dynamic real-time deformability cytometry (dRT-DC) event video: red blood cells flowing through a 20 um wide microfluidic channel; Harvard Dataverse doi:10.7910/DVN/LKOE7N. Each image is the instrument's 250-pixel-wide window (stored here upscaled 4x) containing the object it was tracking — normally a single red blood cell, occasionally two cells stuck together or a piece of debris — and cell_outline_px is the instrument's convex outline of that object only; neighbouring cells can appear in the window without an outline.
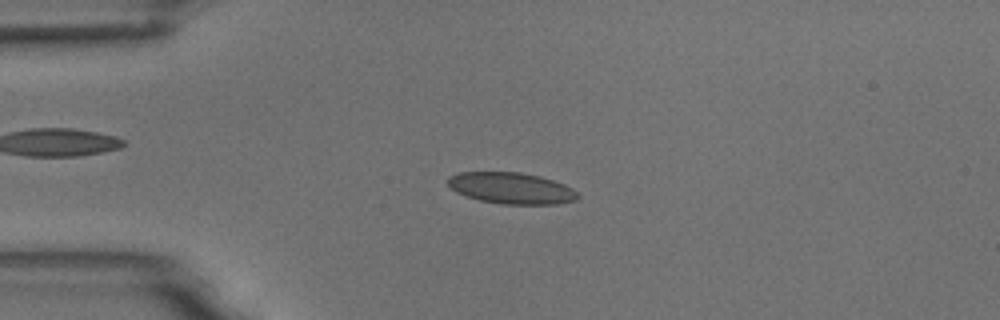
{"species": "common noctule bat (a hibernating species)", "species_latin": "Nyctalus noctula", "temperature_condition": "room temperature", "stored_images_in_passage": 54, "camera_frame_rate_fps": 3000, "um_per_image_px": 0.085, "animal": {"sex": "male", "body_mass_g": 18.8}, "frame": {"image": 1, "passage_image": 13, "time_ms": 4.0, "image_size_px": [1000, 320], "cell_outline_px": [[580, 196], [576, 200], [556, 204], [500, 204], [480, 200], [456, 192], [448, 184], [448, 176], [460, 172], [520, 172], [540, 176], [564, 184], [572, 188]], "centroid_in_image_um": [43.47, 15.99], "position_along_channel_um": 41.5, "area_um2": 23.64}}
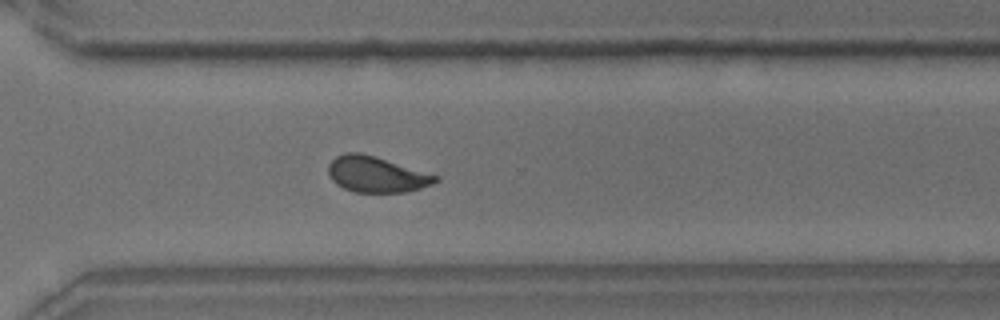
{"frame": {"image": 2, "passage_image": 39, "time_ms": 12.667, "image_size_px": [1000, 320], "cell_outline_px": [[440, 180], [432, 184], [420, 188], [404, 192], [356, 192], [344, 188], [336, 184], [332, 180], [328, 172], [328, 164], [336, 156], [344, 152], [360, 152], [376, 156], [440, 176]], "centroid_in_image_um": [32.0, 14.81], "position_along_channel_um": 338.6, "area_um2": 22.48}}
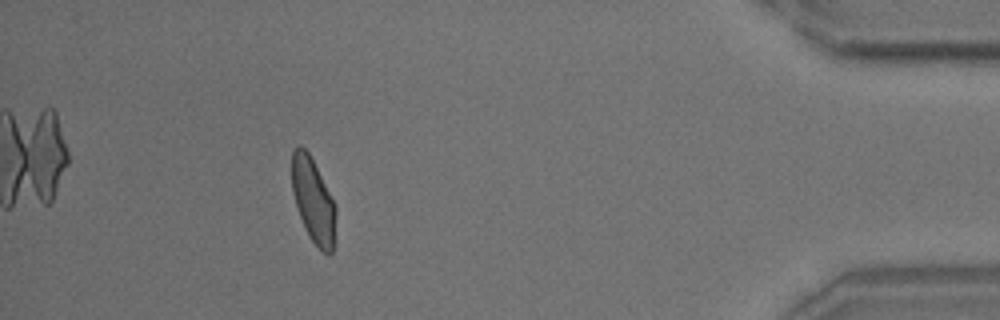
{"frame": {"image": 3, "passage_image": 49, "time_ms": 16.0, "image_size_px": [1000, 320], "cell_outline_px": [[336, 216], [332, 252], [328, 256], [308, 236], [300, 216], [292, 192], [292, 152], [300, 144], [308, 152], [336, 204]], "centroid_in_image_um": [26.63, 17.04], "position_along_channel_um": 408.6, "area_um2": 21.39}, "authors_computed_cell_mechanics": {"area_um2": 22.7732, "velocity_mm_per_s": 3.7003, "shape_relaxation_time_tau1_ms": 4.1584, "shape_relaxation_time_tau2_ms": 1.0924, "deformation_change_tau1": 0.1305, "deformation_change_tau2": 0.0595}}